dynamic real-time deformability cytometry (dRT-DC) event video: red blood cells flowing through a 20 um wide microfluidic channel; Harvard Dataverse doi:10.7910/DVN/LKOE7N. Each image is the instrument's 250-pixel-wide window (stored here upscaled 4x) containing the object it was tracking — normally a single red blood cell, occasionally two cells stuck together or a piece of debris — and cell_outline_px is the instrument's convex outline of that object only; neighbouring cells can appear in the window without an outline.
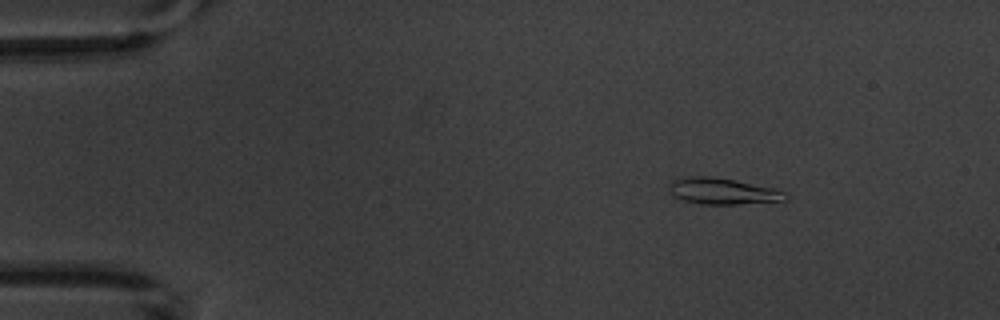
{"species": "common noctule bat (a hibernating species)", "species_latin": "Nyctalus noctula", "temperature_condition": "warm", "stored_images_in_passage": 6, "camera_frame_rate_fps": 3000, "um_per_image_px": 0.085, "animal": {"sex": "male", "body_mass_g": 20.1, "forearm_length_mm": 53.5}, "frame": {"image": 1, "passage_image": 1, "time_ms": 0.0, "image_size_px": [1000, 320], "cell_outline_px": [[788, 200], [736, 204], [700, 204], [684, 200], [672, 196], [668, 184], [672, 180], [688, 176], [708, 176], [736, 180], [776, 188], [784, 192], [788, 196]], "centroid_in_image_um": [61.43, 16.24], "position_along_channel_um": 23.6, "area_um2": 17.92}}
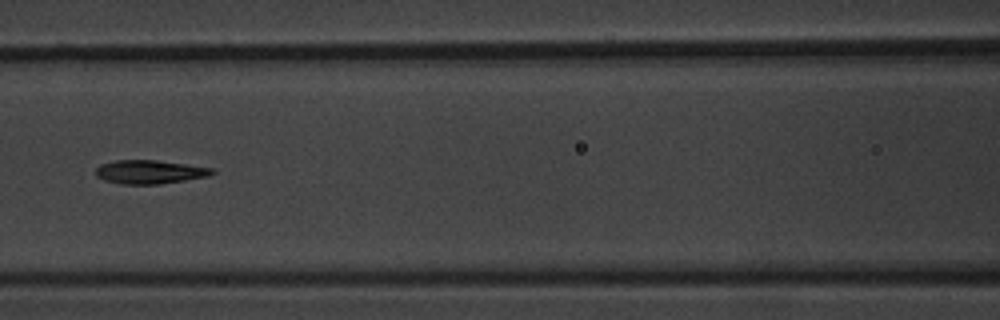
{"frame": {"image": 2, "passage_image": 6, "time_ms": 5.667, "image_size_px": [1000, 320], "cell_outline_px": [[216, 172], [208, 176], [160, 184], [120, 184], [104, 180], [96, 176], [96, 168], [100, 164], [116, 160], [156, 160], [216, 168]], "centroid_in_image_um": [12.73, 14.61], "position_along_channel_um": 153.9, "area_um2": 16.13}}